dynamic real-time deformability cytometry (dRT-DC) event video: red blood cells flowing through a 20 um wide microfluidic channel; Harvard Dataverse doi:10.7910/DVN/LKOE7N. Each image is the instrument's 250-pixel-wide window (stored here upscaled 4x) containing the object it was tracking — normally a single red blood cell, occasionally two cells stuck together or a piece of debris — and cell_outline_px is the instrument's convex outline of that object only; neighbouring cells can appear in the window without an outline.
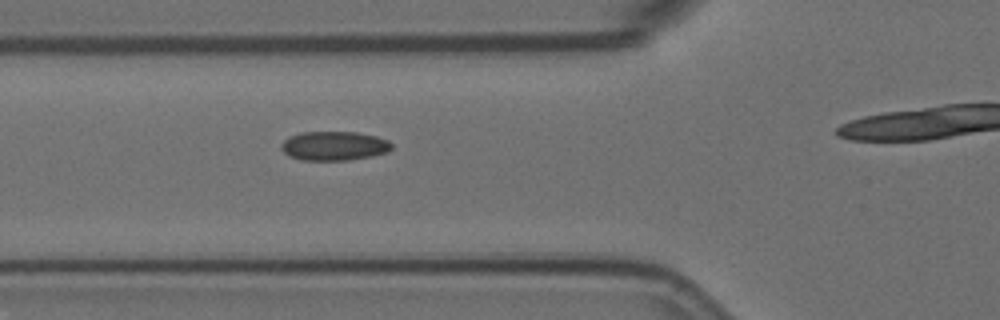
{"species": "Egyptian fruit bat (a non-hibernating species)", "species_latin": "Rousettus aegyptiacus", "temperature_condition": "room temperature", "stored_images_in_passage": 6, "camera_frame_rate_fps": 3000, "um_per_image_px": 0.085, "animal": {"sex": "female"}, "frame": {"image": 1, "passage_image": 5, "time_ms": 1.333, "image_size_px": [1000, 320], "cell_outline_px": [[392, 148], [388, 152], [372, 156], [348, 160], [304, 160], [288, 156], [280, 148], [280, 144], [288, 136], [300, 132], [356, 132], [376, 136], [388, 140], [392, 144]], "centroid_in_image_um": [28.38, 12.39], "position_along_channel_um": 97.4, "area_um2": 18.9}}